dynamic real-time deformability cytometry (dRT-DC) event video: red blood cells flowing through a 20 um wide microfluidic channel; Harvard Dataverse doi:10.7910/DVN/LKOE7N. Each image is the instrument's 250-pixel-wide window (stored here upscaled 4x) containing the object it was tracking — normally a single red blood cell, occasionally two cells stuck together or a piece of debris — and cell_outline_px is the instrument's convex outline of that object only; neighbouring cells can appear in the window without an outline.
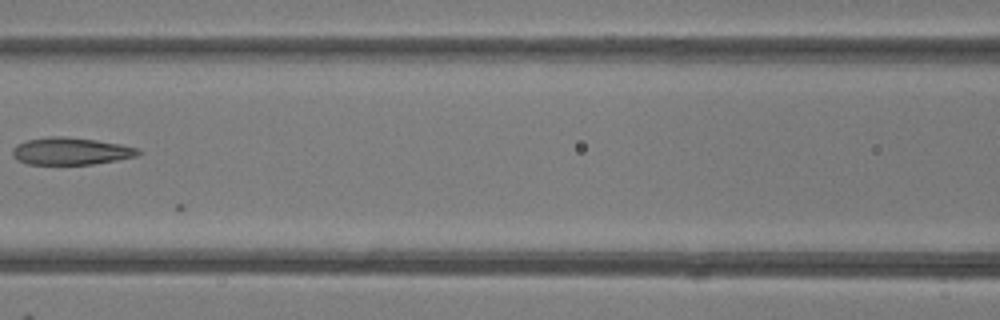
{"species": "common noctule bat (a hibernating species)", "species_latin": "Nyctalus noctula", "temperature_condition": "room temperature", "stored_images_in_passage": 27, "camera_frame_rate_fps": 3000, "um_per_image_px": 0.085, "animal": {"sex": "female"}, "frame": {"image": 1, "passage_image": 22, "time_ms": 7.0, "image_size_px": [1000, 320], "cell_outline_px": [[140, 156], [92, 164], [28, 164], [16, 160], [12, 156], [12, 148], [16, 144], [28, 140], [48, 136], [64, 136], [96, 140], [120, 144], [136, 148], [140, 152]], "centroid_in_image_um": [5.98, 12.85], "position_along_channel_um": 160.6, "area_um2": 20.0}}